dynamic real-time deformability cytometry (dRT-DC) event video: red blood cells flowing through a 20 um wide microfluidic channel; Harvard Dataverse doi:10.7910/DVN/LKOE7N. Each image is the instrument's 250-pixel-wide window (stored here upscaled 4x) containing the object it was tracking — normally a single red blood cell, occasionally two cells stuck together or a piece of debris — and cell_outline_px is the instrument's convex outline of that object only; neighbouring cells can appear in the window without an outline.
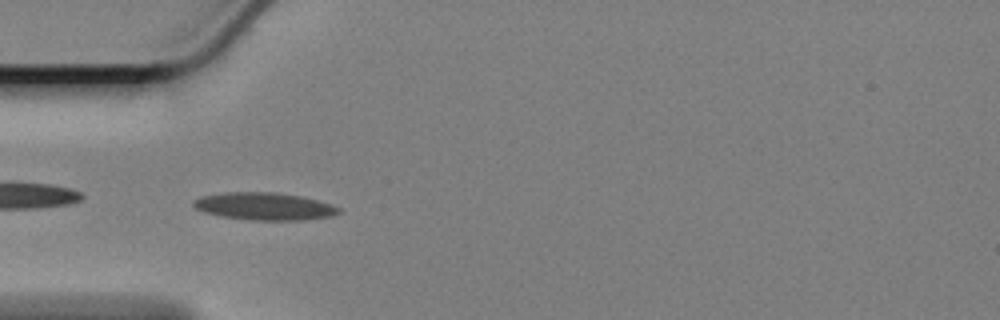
{"species": "Egyptian fruit bat (a non-hibernating species)", "species_latin": "Rousettus aegyptiacus", "temperature_condition": "cold", "stored_images_in_passage": 43, "camera_frame_rate_fps": 3000, "um_per_image_px": 0.085, "animal": {"sex": "female"}, "frame": {"image": 1, "passage_image": 2, "time_ms": 0.333, "image_size_px": [1000, 320], "cell_outline_px": [[340, 212], [332, 216], [304, 220], [252, 220], [220, 216], [204, 212], [196, 208], [192, 204], [192, 200], [200, 196], [224, 192], [276, 192], [300, 196], [332, 204], [340, 208]], "centroid_in_image_um": [22.45, 17.53], "position_along_channel_um": 62.6, "area_um2": 23.35}}
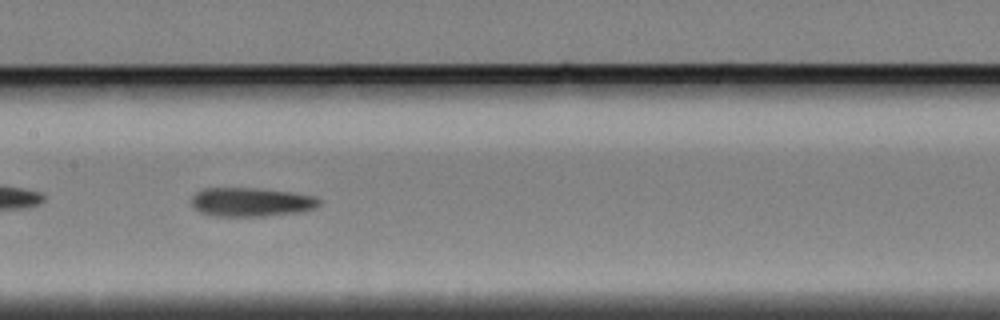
{"frame": {"image": 2, "passage_image": 13, "time_ms": 4.0, "image_size_px": [1000, 320], "cell_outline_px": [[320, 204], [316, 208], [300, 212], [264, 216], [216, 216], [200, 212], [192, 208], [192, 196], [196, 192], [204, 188], [260, 188], [292, 192], [316, 196], [320, 200]], "centroid_in_image_um": [21.36, 17.17], "position_along_channel_um": 186.0, "area_um2": 21.73}}
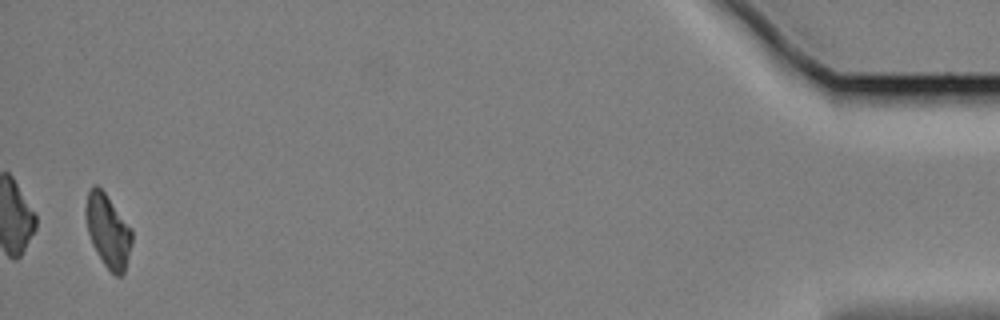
{"frame": {"image": 3, "passage_image": 42, "time_ms": 13.667, "image_size_px": [1000, 320], "cell_outline_px": [[132, 244], [124, 272], [120, 276], [116, 276], [104, 264], [92, 244], [88, 232], [84, 216], [84, 208], [88, 192], [96, 184], [104, 192], [132, 228]], "centroid_in_image_um": [9.17, 19.61], "position_along_channel_um": 426.0, "area_um2": 19.59}}